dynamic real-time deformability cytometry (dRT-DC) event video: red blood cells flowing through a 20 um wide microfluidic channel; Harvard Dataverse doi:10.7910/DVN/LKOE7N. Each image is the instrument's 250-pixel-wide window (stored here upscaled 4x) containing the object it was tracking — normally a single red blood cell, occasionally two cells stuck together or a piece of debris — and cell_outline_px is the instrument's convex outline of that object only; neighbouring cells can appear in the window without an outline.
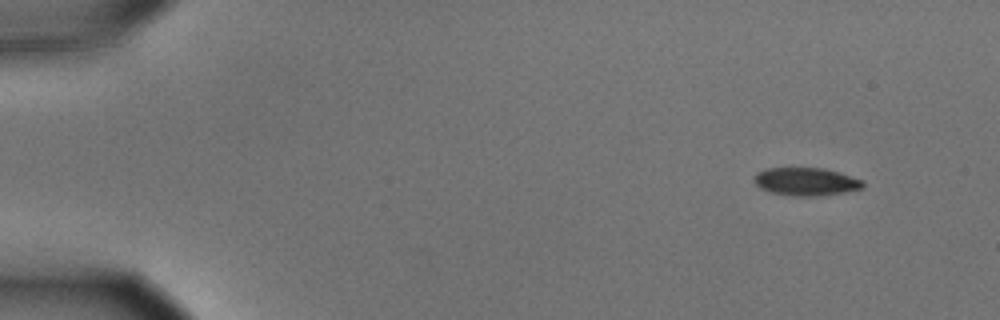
{"species": "common noctule bat (a hibernating species)", "species_latin": "Nyctalus noctula", "temperature_condition": "cold", "stored_images_in_passage": 52, "camera_frame_rate_fps": 3000, "um_per_image_px": 0.085, "animal": {"sex": "male", "body_mass_g": 15.6}, "frame": {"image": 1, "passage_image": 1, "time_ms": 0.0, "image_size_px": [1000, 320], "cell_outline_px": [[864, 188], [844, 192], [816, 196], [792, 196], [772, 192], [760, 188], [752, 180], [752, 176], [756, 172], [764, 168], [824, 168], [840, 172], [864, 180]], "centroid_in_image_um": [68.49, 15.42], "position_along_channel_um": 16.5, "area_um2": 17.98}}
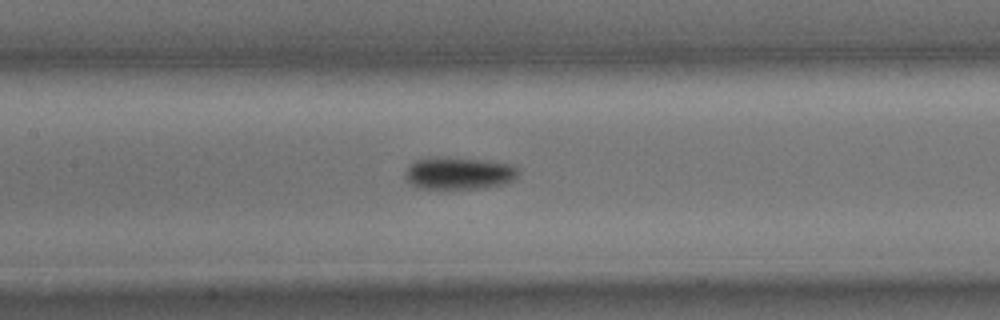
{"frame": {"image": 2, "passage_image": 23, "time_ms": 7.333, "image_size_px": [1000, 320], "cell_outline_px": [[520, 172], [516, 180], [508, 184], [484, 188], [416, 188], [408, 184], [404, 180], [404, 172], [408, 164], [416, 160], [428, 156], [432, 156], [476, 160], [516, 164], [520, 168]], "centroid_in_image_um": [39.0, 14.73], "position_along_channel_um": 168.4, "area_um2": 21.96}}
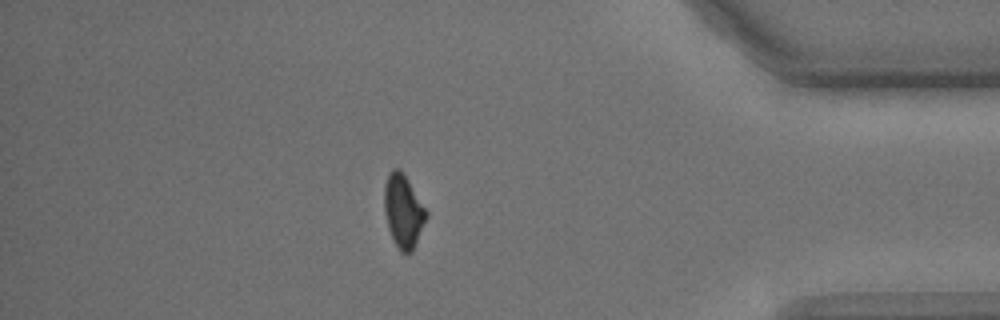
{"frame": {"image": 3, "passage_image": 45, "time_ms": 14.667, "image_size_px": [1000, 320], "cell_outline_px": [[428, 216], [412, 252], [408, 256], [400, 252], [388, 228], [384, 212], [384, 184], [388, 172], [392, 168], [400, 168], [408, 180], [428, 212]], "centroid_in_image_um": [34.27, 17.94], "position_along_channel_um": 400.9, "area_um2": 18.09}, "authors_computed_cell_mechanics": {"area_um2": 19.7098, "velocity_mm_per_s": 3.6007, "shape_relaxation_time_tau1_ms": 2.6378, "shape_relaxation_time_tau2_ms": null, "deformation_change_tau1": 0.0863, "deformation_change_tau2": null}}